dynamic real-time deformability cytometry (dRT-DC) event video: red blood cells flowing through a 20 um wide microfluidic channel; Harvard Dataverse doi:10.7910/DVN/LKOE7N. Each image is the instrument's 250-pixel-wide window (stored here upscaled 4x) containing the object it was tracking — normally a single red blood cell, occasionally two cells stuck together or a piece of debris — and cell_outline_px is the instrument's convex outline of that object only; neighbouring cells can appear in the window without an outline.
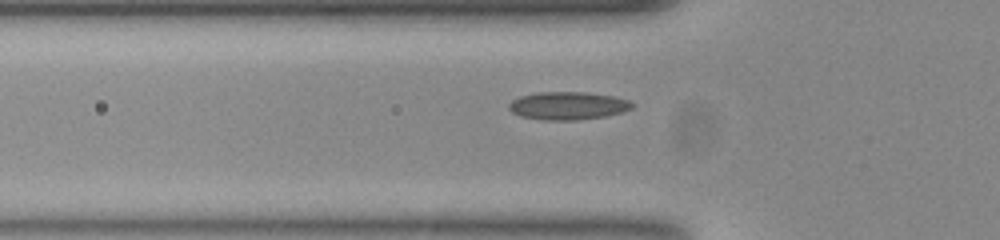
{"species": "common noctule bat (a hibernating species)", "species_latin": "Nyctalus noctula", "temperature_condition": "room temperature", "stored_images_in_passage": 39, "camera_frame_rate_fps": 3000, "um_per_image_px": 0.085, "animal": {"sex": "female", "body_mass_g": 23.0, "forearm_length_mm": 53.4}, "frame": {"image": 1, "passage_image": 3, "time_ms": 0.667, "image_size_px": [1000, 240], "cell_outline_px": [[636, 104], [632, 108], [620, 112], [604, 116], [576, 120], [544, 120], [520, 116], [512, 112], [508, 108], [508, 104], [512, 100], [520, 96], [536, 92], [588, 92], [616, 96], [628, 100]], "centroid_in_image_um": [48.27, 8.97], "position_along_channel_um": 77.5, "area_um2": 20.17}}
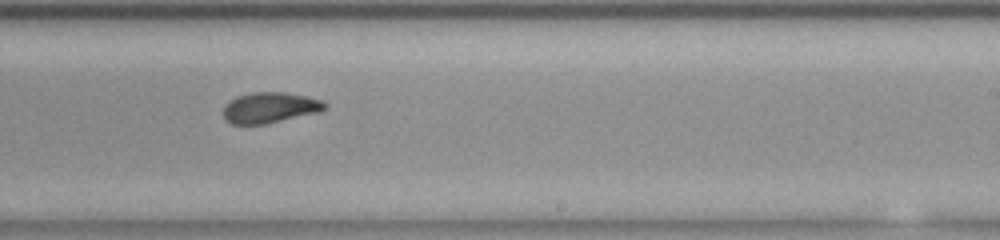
{"frame": {"image": 2, "passage_image": 18, "time_ms": 5.667, "image_size_px": [1000, 240], "cell_outline_px": [[328, 108], [320, 112], [264, 124], [232, 124], [224, 120], [224, 104], [236, 96], [252, 92], [284, 92], [308, 96], [324, 100], [328, 104]], "centroid_in_image_um": [22.97, 9.14], "position_along_channel_um": 266.0, "area_um2": 18.44}}
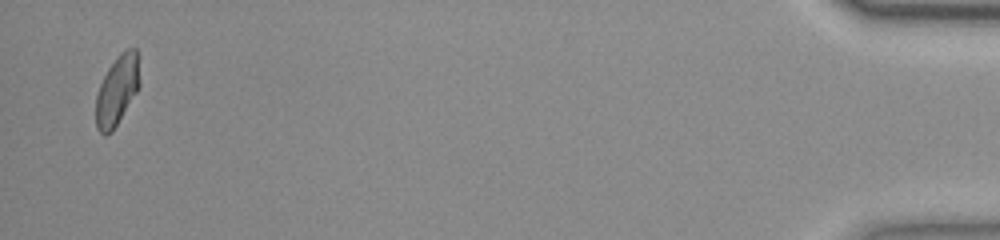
{"frame": {"image": 3, "passage_image": 38, "time_ms": 12.333, "image_size_px": [1000, 240], "cell_outline_px": [[140, 84], [136, 92], [112, 132], [104, 136], [96, 128], [96, 96], [100, 84], [108, 68], [116, 56], [120, 52], [128, 48], [136, 48], [140, 80]], "centroid_in_image_um": [9.94, 7.67], "position_along_channel_um": 425.3, "area_um2": 17.69}}